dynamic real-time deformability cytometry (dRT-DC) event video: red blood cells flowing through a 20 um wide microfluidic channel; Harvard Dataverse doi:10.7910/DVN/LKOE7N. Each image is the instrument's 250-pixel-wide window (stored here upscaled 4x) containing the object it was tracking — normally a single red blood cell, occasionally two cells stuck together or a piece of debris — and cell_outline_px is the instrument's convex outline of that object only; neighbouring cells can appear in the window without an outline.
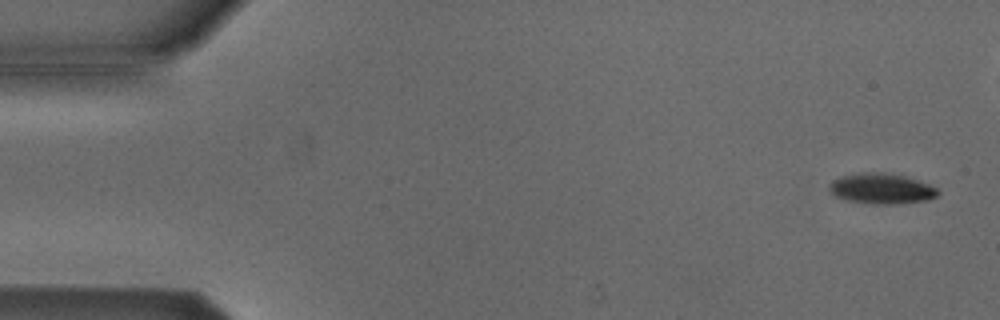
{"species": "Egyptian fruit bat (a non-hibernating species)", "species_latin": "Rousettus aegyptiacus", "temperature_condition": "cold", "stored_images_in_passage": 47, "camera_frame_rate_fps": 3000, "um_per_image_px": 0.085, "animal": {"sex": "male"}, "frame": {"image": 1, "passage_image": 2, "time_ms": 0.333, "image_size_px": [1000, 320], "cell_outline_px": [[940, 192], [936, 196], [928, 200], [896, 204], [872, 204], [848, 200], [836, 196], [828, 192], [828, 184], [832, 180], [840, 176], [860, 172], [884, 172], [904, 176], [928, 184], [936, 188]], "centroid_in_image_um": [74.87, 16.03], "position_along_channel_um": 10.1, "area_um2": 19.42}}
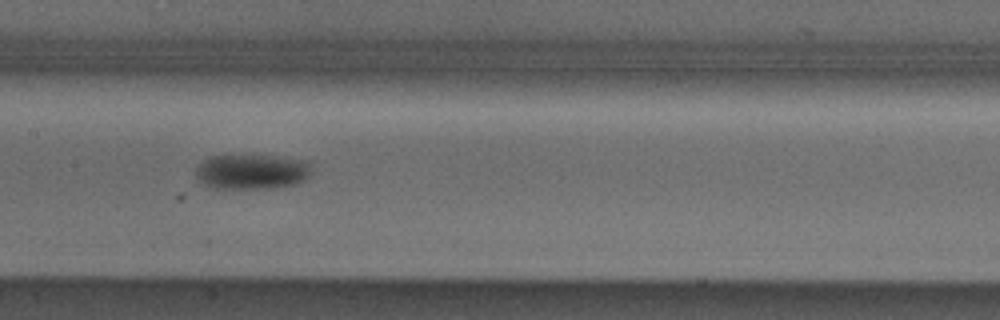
{"frame": {"image": 2, "passage_image": 26, "time_ms": 8.333, "image_size_px": [1000, 320], "cell_outline_px": [[312, 172], [304, 180], [296, 184], [276, 188], [212, 188], [200, 184], [196, 176], [196, 168], [204, 160], [212, 156], [268, 156], [312, 160]], "centroid_in_image_um": [21.45, 14.6], "position_along_channel_um": 185.9, "area_um2": 23.87}}
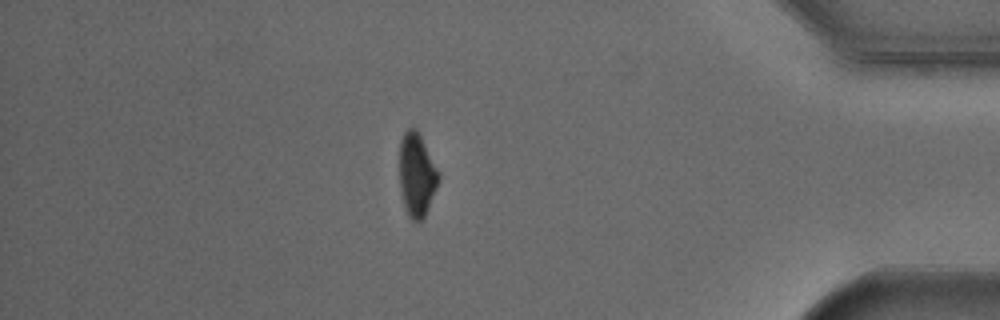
{"frame": {"image": 3, "passage_image": 46, "time_ms": 15.0, "image_size_px": [1000, 320], "cell_outline_px": [[440, 176], [436, 188], [428, 208], [424, 216], [420, 220], [412, 220], [408, 216], [404, 208], [400, 188], [400, 140], [404, 132], [408, 128], [416, 128]], "centroid_in_image_um": [35.39, 14.87], "position_along_channel_um": 399.8, "area_um2": 18.55}}